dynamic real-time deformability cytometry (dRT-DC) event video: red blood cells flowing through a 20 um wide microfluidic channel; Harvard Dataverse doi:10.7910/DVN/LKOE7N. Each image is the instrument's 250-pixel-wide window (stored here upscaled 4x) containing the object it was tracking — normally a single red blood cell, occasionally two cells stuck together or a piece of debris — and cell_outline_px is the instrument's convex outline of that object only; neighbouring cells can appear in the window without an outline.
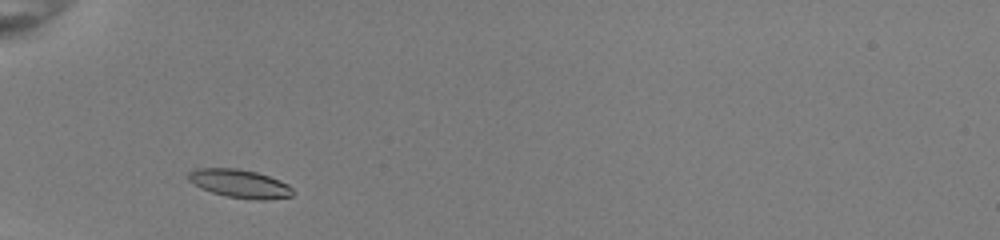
{"species": "common noctule bat (a hibernating species)", "species_latin": "Nyctalus noctula", "temperature_condition": "room temperature", "stored_images_in_passage": 31, "camera_frame_rate_fps": 3000, "um_per_image_px": 0.085, "animal": {"sex": "female", "body_mass_g": 22.0, "forearm_length_mm": 56.7}, "frame": {"image": 1, "passage_image": 2, "time_ms": 0.333, "image_size_px": [1000, 240], "cell_outline_px": [[296, 192], [292, 196], [264, 200], [252, 200], [228, 196], [212, 192], [200, 188], [188, 180], [188, 172], [196, 168], [236, 168], [256, 172], [280, 180], [288, 184]], "centroid_in_image_um": [20.39, 15.61], "position_along_channel_um": 64.6, "area_um2": 17.34}}
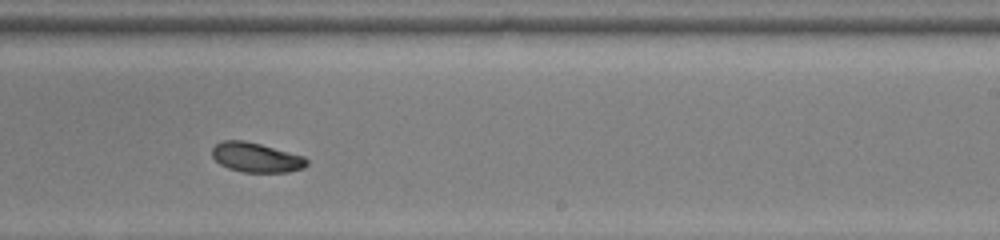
{"frame": {"image": 2, "passage_image": 18, "time_ms": 5.667, "image_size_px": [1000, 240], "cell_outline_px": [[308, 164], [304, 168], [288, 172], [240, 172], [228, 168], [220, 164], [212, 156], [212, 148], [216, 144], [224, 140], [244, 140], [260, 144], [304, 156], [308, 160]], "centroid_in_image_um": [21.78, 13.39], "position_along_channel_um": 267.2, "area_um2": 16.36}}
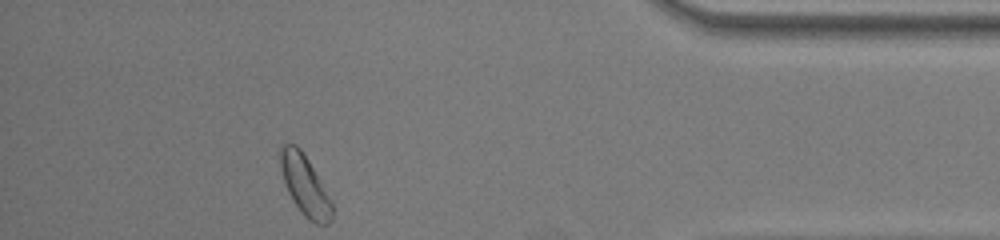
{"frame": {"image": 3, "passage_image": 31, "time_ms": 10.0, "image_size_px": [1000, 240], "cell_outline_px": [[332, 220], [328, 224], [316, 224], [308, 220], [300, 212], [292, 200], [288, 192], [280, 168], [280, 144], [296, 144], [300, 148], [308, 160], [332, 200]], "centroid_in_image_um": [25.92, 15.77], "position_along_channel_um": 409.3, "area_um2": 18.15}, "authors_computed_cell_mechanics": {"area_um2": 16.6464, "velocity_mm_per_s": 3.9748, "shape_relaxation_time_tau1_ms": 3.1875, "shape_relaxation_time_tau2_ms": null, "deformation_change_tau1": 0.1082, "deformation_change_tau2": null}}